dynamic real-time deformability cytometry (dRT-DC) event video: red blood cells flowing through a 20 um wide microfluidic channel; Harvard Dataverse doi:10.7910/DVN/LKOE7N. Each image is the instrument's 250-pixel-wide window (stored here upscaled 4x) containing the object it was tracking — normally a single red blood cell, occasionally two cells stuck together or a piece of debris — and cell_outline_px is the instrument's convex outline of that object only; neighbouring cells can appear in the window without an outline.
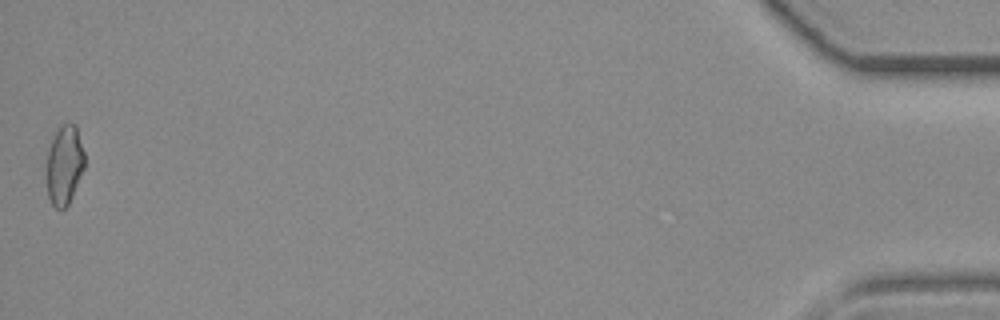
{"species": "common noctule bat (a hibernating species)", "species_latin": "Nyctalus noctula", "temperature_condition": "room temperature", "stored_images_in_passage": 31, "camera_frame_rate_fps": 3000, "um_per_image_px": 0.085, "animal": {"sex": "female", "body_mass_g": 19.3, "forearm_length_mm": 54.1}, "frame": {"image": 1, "passage_image": 31, "time_ms": 10.0, "image_size_px": [1000, 320], "cell_outline_px": [[84, 168], [72, 196], [68, 204], [64, 208], [56, 208], [52, 204], [48, 196], [44, 168], [44, 164], [52, 140], [60, 124], [76, 124], [84, 152]], "centroid_in_image_um": [5.44, 14.02], "position_along_channel_um": 429.8, "area_um2": 17.8}}